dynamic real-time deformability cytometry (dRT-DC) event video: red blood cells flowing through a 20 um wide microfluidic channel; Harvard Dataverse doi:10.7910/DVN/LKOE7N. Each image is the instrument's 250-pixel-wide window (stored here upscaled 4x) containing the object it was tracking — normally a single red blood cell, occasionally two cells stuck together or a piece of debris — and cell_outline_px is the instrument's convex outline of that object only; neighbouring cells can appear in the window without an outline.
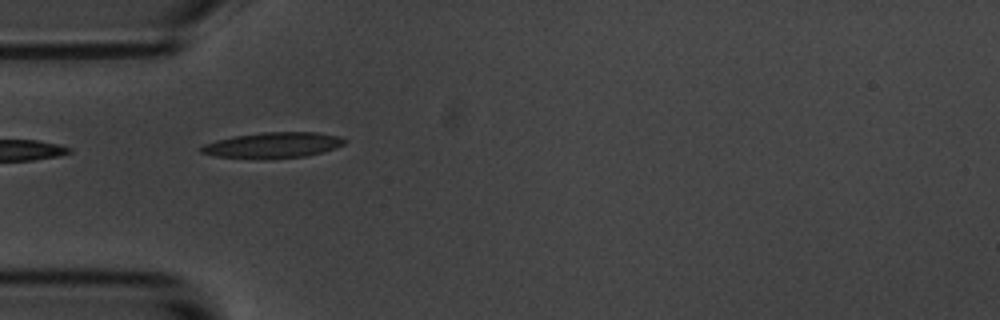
{"species": "common noctule bat (a hibernating species)", "species_latin": "Nyctalus noctula", "temperature_condition": "room temperature", "stored_images_in_passage": 10, "camera_frame_rate_fps": 3000, "um_per_image_px": 0.085, "animal": {"sex": "male", "body_mass_g": 20.1, "forearm_length_mm": 53.5}, "frame": {"image": 1, "passage_image": 5, "time_ms": 4.667, "image_size_px": [1000, 320], "cell_outline_px": [[348, 140], [344, 144], [336, 148], [324, 152], [304, 156], [272, 160], [264, 160], [216, 156], [200, 152], [200, 148], [204, 144], [216, 140], [232, 136], [260, 132], [316, 132], [336, 136]], "centroid_in_image_um": [23.18, 12.35], "position_along_channel_um": 61.8, "area_um2": 21.85}}
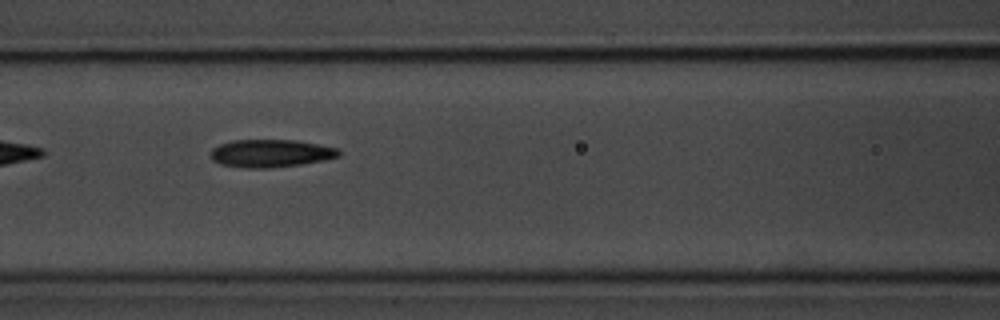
{"frame": {"image": 2, "passage_image": 7, "time_ms": 7.0, "image_size_px": [1000, 320], "cell_outline_px": [[340, 156], [324, 160], [300, 164], [268, 168], [244, 168], [220, 164], [212, 160], [208, 156], [212, 148], [220, 144], [232, 140], [296, 140], [336, 148], [340, 152]], "centroid_in_image_um": [22.94, 13.03], "position_along_channel_um": 143.7, "area_um2": 20.75}}
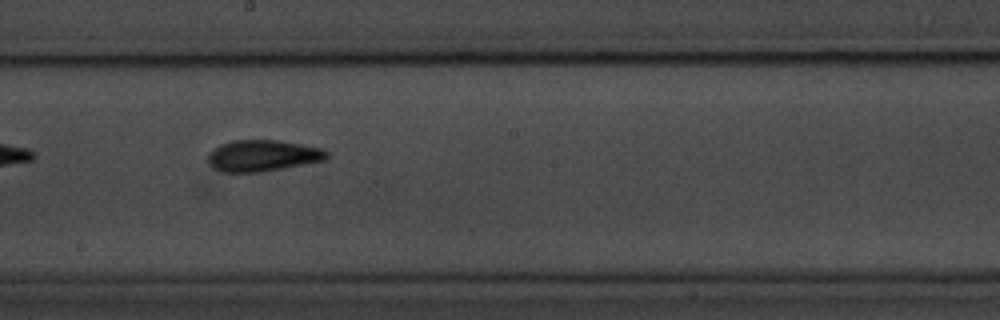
{"frame": {"image": 3, "passage_image": 9, "time_ms": 9.333, "image_size_px": [1000, 320], "cell_outline_px": [[328, 156], [324, 160], [284, 168], [260, 172], [224, 172], [216, 168], [208, 160], [208, 156], [220, 144], [232, 140], [276, 140], [300, 144], [320, 148], [328, 152]], "centroid_in_image_um": [22.35, 13.23], "position_along_channel_um": 225.9, "area_um2": 21.27}}